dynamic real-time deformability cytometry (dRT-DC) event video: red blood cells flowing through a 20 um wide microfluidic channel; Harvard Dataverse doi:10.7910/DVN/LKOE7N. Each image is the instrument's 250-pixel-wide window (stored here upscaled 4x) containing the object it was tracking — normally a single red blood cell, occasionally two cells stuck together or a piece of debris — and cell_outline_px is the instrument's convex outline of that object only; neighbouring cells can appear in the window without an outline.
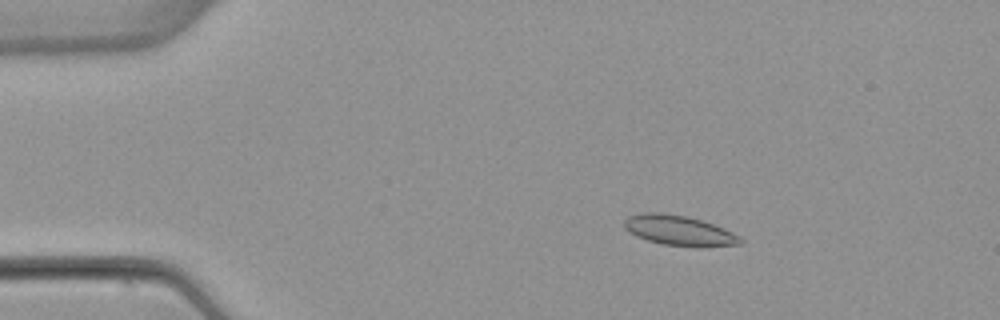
{"species": "common noctule bat (a hibernating species)", "species_latin": "Nyctalus noctula", "temperature_condition": "warm", "stored_images_in_passage": 52, "camera_frame_rate_fps": 3000, "um_per_image_px": 0.085, "animal": {"sex": "female", "body_mass_g": 22.7, "forearm_length_mm": 54.2}, "frame": {"image": 1, "passage_image": 8, "time_ms": 2.333, "image_size_px": [1000, 320], "cell_outline_px": [[744, 240], [740, 244], [700, 248], [696, 248], [664, 244], [648, 240], [636, 236], [624, 228], [624, 220], [628, 216], [644, 212], [656, 212], [688, 216], [724, 228], [740, 236]], "centroid_in_image_um": [57.74, 19.6], "position_along_channel_um": 27.3, "area_um2": 20.52}}
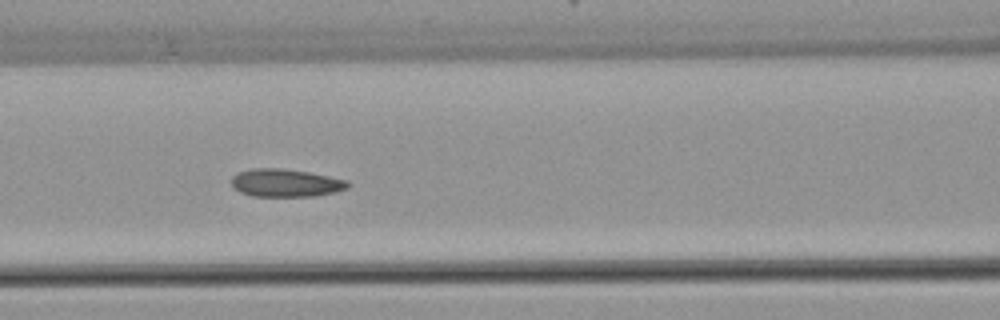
{"frame": {"image": 2, "passage_image": 22, "time_ms": 7.0, "image_size_px": [1000, 320], "cell_outline_px": [[348, 188], [336, 192], [316, 196], [252, 196], [240, 192], [232, 184], [232, 176], [236, 172], [252, 168], [280, 168], [308, 172], [348, 180]], "centroid_in_image_um": [24.27, 15.54], "position_along_channel_um": 142.3, "area_um2": 18.9}}
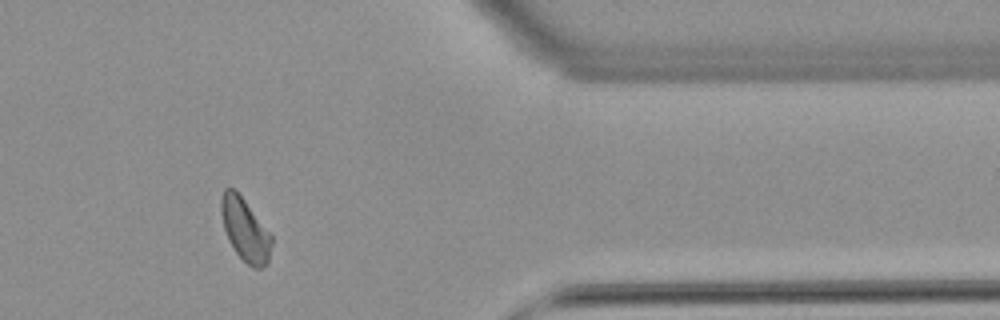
{"frame": {"image": 3, "passage_image": 43, "time_ms": 14.0, "image_size_px": [1000, 320], "cell_outline_px": [[272, 244], [268, 264], [260, 268], [252, 268], [236, 252], [228, 240], [224, 228], [220, 208], [220, 200], [224, 188], [236, 188], [272, 236]], "centroid_in_image_um": [20.83, 19.5], "position_along_channel_um": 390.6, "area_um2": 18.5}, "authors_computed_cell_mechanics": {"area_um2": 18.9584, "velocity_mm_per_s": 3.872, "shape_relaxation_time_tau1_ms": 5.7261, "shape_relaxation_time_tau2_ms": 3.2804, "deformation_change_tau1": 0.1317, "deformation_change_tau2": 0.0956}}